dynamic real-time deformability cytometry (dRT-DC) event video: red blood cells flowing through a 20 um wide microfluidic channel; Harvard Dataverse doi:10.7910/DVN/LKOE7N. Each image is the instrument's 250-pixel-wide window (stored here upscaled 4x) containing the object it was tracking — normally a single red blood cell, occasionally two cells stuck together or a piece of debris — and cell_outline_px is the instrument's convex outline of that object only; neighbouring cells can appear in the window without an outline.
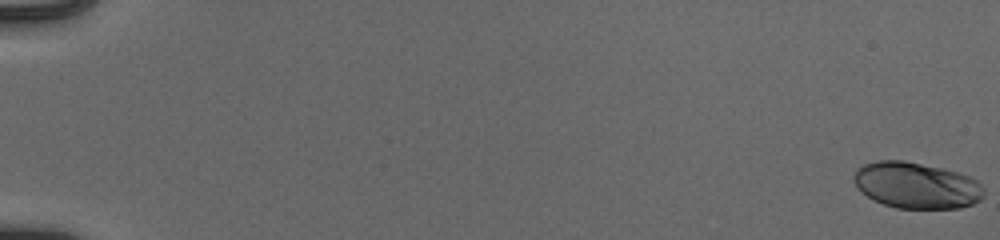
{"species": "human", "species_latin": "Homo sapiens", "temperature_condition": "cold", "stored_images_in_passage": 55, "camera_frame_rate_fps": 3000, "um_per_image_px": 0.085, "donor": {"sex": "male"}, "frame": {"image": 1, "passage_image": 1, "time_ms": 0.0, "image_size_px": [1000, 240], "cell_outline_px": [[984, 196], [980, 200], [972, 204], [960, 208], [896, 208], [884, 204], [868, 196], [852, 180], [852, 176], [856, 168], [864, 164], [876, 160], [904, 160], [944, 168], [972, 176], [984, 188]], "centroid_in_image_um": [77.92, 15.74], "position_along_channel_um": 7.1, "area_um2": 35.2}}
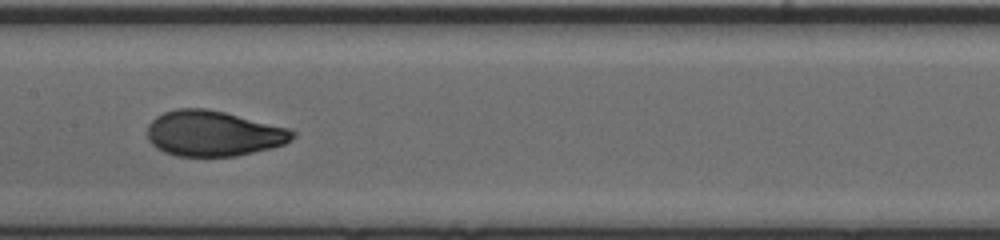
{"frame": {"image": 2, "passage_image": 31, "time_ms": 10.0, "image_size_px": [1000, 240], "cell_outline_px": [[296, 136], [292, 140], [284, 144], [272, 148], [236, 156], [176, 156], [164, 152], [156, 148], [148, 140], [148, 124], [156, 116], [164, 112], [176, 108], [204, 108], [224, 112], [288, 128], [296, 132]], "centroid_in_image_um": [18.13, 11.35], "position_along_channel_um": 189.3, "area_um2": 38.55}}
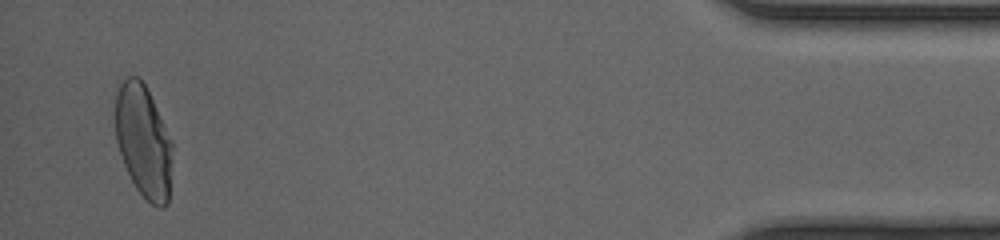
{"frame": {"image": 3, "passage_image": 54, "time_ms": 17.667, "image_size_px": [1000, 240], "cell_outline_px": [[172, 148], [168, 204], [164, 208], [156, 208], [136, 188], [124, 164], [116, 140], [112, 112], [116, 88], [128, 76], [136, 76], [144, 84], [172, 140]], "centroid_in_image_um": [12.15, 11.98], "position_along_channel_um": 423.1, "area_um2": 37.69}, "authors_computed_cell_mechanics": {"area_um2": 37.6278, "velocity_mm_per_s": 3.9396, "shape_relaxation_time_tau1_ms": 3.4365, "shape_relaxation_time_tau2_ms": 0.6992, "deformation_change_tau1": 0.1869, "deformation_change_tau2": 0.048}}